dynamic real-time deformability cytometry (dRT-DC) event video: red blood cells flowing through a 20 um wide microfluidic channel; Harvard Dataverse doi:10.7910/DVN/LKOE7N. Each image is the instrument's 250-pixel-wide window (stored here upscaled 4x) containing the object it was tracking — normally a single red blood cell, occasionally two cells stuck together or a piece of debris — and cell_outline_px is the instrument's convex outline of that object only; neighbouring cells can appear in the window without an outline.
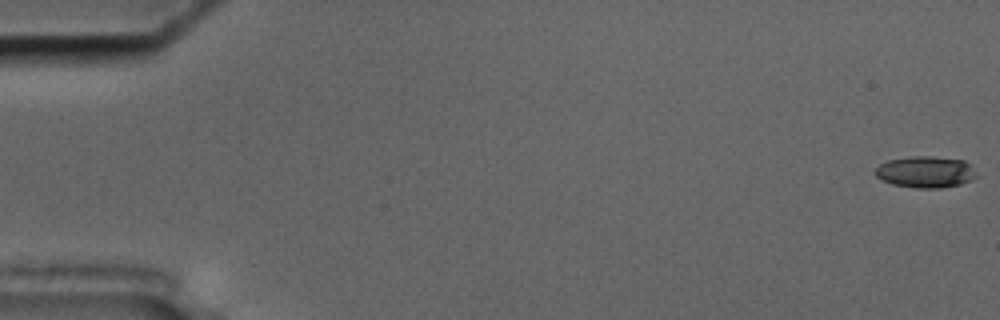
{"species": "common noctule bat (a hibernating species)", "species_latin": "Nyctalus noctula", "temperature_condition": "cold", "stored_images_in_passage": 57, "camera_frame_rate_fps": 3000, "um_per_image_px": 0.085, "animal": {"sex": "male", "body_mass_g": 17.5, "forearm_length_mm": 52.3}, "frame": {"image": 1, "passage_image": 1, "time_ms": 0.0, "image_size_px": [1000, 320], "cell_outline_px": [[976, 176], [972, 180], [960, 184], [940, 188], [916, 188], [892, 184], [880, 180], [876, 176], [876, 168], [880, 164], [888, 160], [912, 156], [932, 156], [964, 160], [968, 164]], "centroid_in_image_um": [78.63, 14.62], "position_along_channel_um": 6.4, "area_um2": 18.44}}
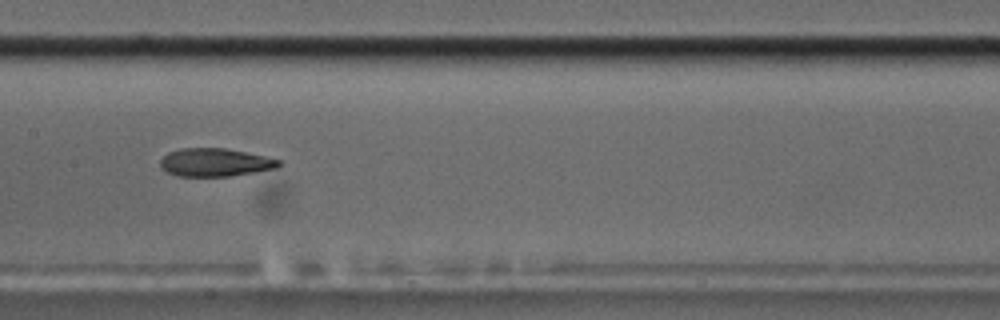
{"frame": {"image": 2, "passage_image": 29, "time_ms": 9.333, "image_size_px": [1000, 320], "cell_outline_px": [[284, 164], [276, 168], [256, 172], [232, 176], [176, 176], [160, 168], [160, 160], [168, 152], [180, 148], [224, 148], [284, 160]], "centroid_in_image_um": [18.31, 13.81], "position_along_channel_um": 189.1, "area_um2": 19.59}}
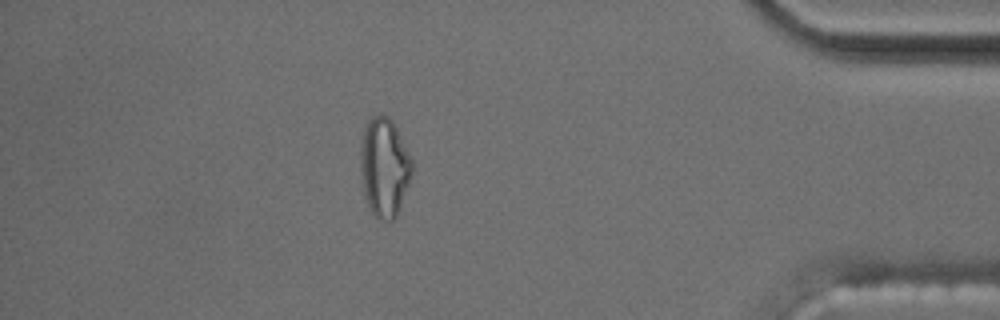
{"frame": {"image": 3, "passage_image": 50, "time_ms": 16.333, "image_size_px": [1000, 320], "cell_outline_px": [[412, 176], [396, 216], [392, 220], [380, 220], [368, 208], [364, 196], [360, 172], [360, 144], [364, 128], [368, 116], [380, 112], [388, 116], [392, 120], [412, 160]], "centroid_in_image_um": [32.63, 14.17], "position_along_channel_um": 402.6, "area_um2": 30.17}, "authors_computed_cell_mechanics": {"area_um2": 19.8832, "velocity_mm_per_s": 3.6188, "shape_relaxation_time_tau1_ms": null, "shape_relaxation_time_tau2_ms": 2.8734, "deformation_change_tau1": null, "deformation_change_tau2": 0.1103}}